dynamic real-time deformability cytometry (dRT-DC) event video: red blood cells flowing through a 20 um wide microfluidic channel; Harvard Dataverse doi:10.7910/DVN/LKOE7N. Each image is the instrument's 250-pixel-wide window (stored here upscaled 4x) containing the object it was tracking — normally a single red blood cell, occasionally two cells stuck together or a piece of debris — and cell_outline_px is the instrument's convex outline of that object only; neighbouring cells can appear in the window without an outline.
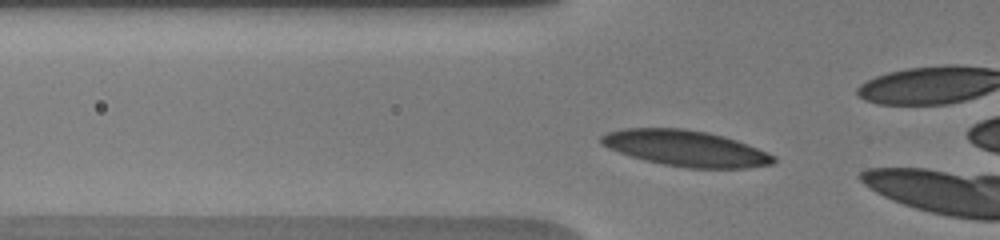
{"species": "human", "species_latin": "Homo sapiens", "temperature_condition": "warm", "stored_images_in_passage": 57, "camera_frame_rate_fps": 3000, "um_per_image_px": 0.085, "donor": {"sex": "male"}, "frame": {"image": 1, "passage_image": 15, "time_ms": 3.667, "image_size_px": [1000, 240], "cell_outline_px": [[776, 160], [772, 164], [748, 168], [688, 168], [664, 164], [632, 156], [608, 148], [600, 144], [600, 136], [608, 132], [624, 128], [684, 128], [708, 132], [724, 136], [736, 140], [768, 152], [776, 156]], "centroid_in_image_um": [58.31, 12.6], "position_along_channel_um": 67.5, "area_um2": 35.95}}
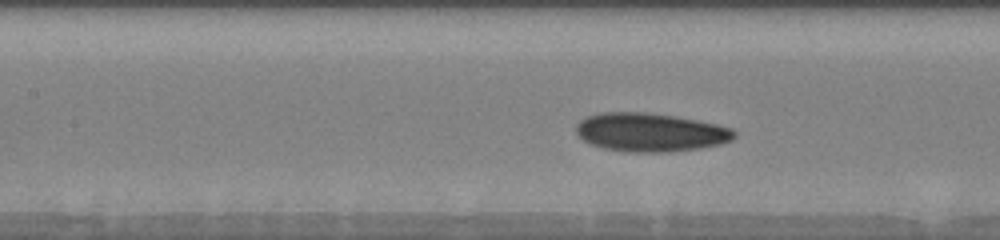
{"frame": {"image": 2, "passage_image": 27, "time_ms": 6.0, "image_size_px": [1000, 240], "cell_outline_px": [[736, 136], [732, 140], [720, 144], [700, 148], [668, 152], [624, 152], [604, 148], [592, 144], [584, 140], [576, 132], [576, 124], [580, 120], [588, 116], [600, 112], [644, 112], [676, 116], [716, 124], [732, 128], [736, 132]], "centroid_in_image_um": [55.28, 11.24], "position_along_channel_um": 152.1, "area_um2": 35.6}}
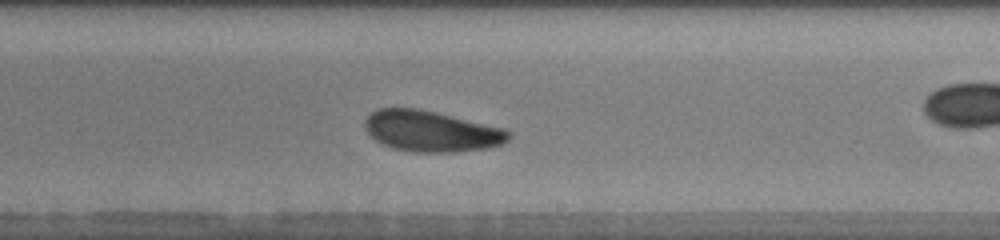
{"frame": {"image": 3, "passage_image": 38, "time_ms": 8.667, "image_size_px": [1000, 240], "cell_outline_px": [[512, 136], [508, 140], [500, 144], [488, 148], [456, 152], [412, 152], [396, 148], [384, 144], [376, 140], [364, 128], [364, 120], [376, 108], [420, 108], [504, 128], [512, 132]], "centroid_in_image_um": [36.68, 11.14], "position_along_channel_um": 252.3, "area_um2": 34.33}, "authors_computed_cell_mechanics": {"area_um2": 34.3332, "velocity_mm_per_s": 3.7723, "shape_relaxation_time_tau1_ms": 2.8473, "shape_relaxation_time_tau2_ms": 5.7281, "deformation_change_tau1": 0.1023, "deformation_change_tau2": 0.1222}}